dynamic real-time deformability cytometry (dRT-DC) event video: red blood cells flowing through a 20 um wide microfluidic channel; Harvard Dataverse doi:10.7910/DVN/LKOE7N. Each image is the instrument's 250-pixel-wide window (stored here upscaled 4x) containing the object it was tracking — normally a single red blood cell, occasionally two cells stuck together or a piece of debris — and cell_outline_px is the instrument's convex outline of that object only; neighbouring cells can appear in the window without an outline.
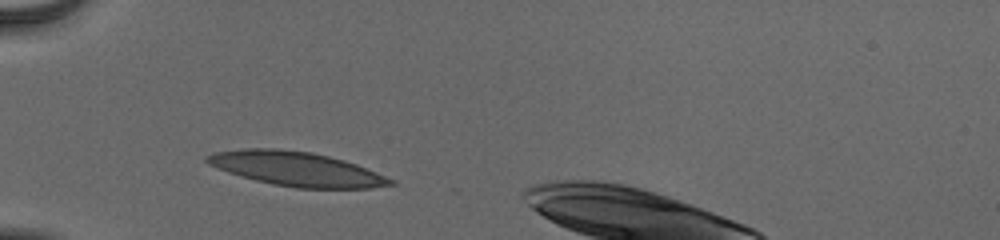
{"species": "human", "species_latin": "Homo sapiens", "temperature_condition": "cold", "stored_images_in_passage": 32, "camera_frame_rate_fps": 3000, "um_per_image_px": 0.085, "donor": {"sex": "male"}, "frame": {"image": 1, "passage_image": 1, "time_ms": 0.0, "image_size_px": [1000, 240], "cell_outline_px": [[396, 184], [372, 188], [296, 188], [256, 180], [240, 176], [228, 172], [208, 164], [204, 160], [204, 156], [212, 152], [244, 148], [276, 148], [312, 152], [344, 160], [356, 164], [396, 180]], "centroid_in_image_um": [25.18, 14.35], "position_along_channel_um": 59.8, "area_um2": 36.65}}
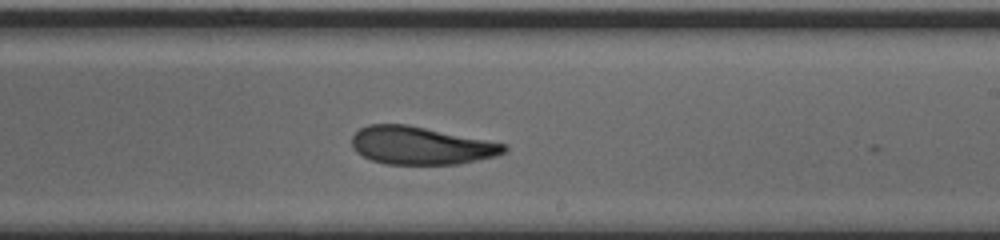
{"frame": {"image": 2, "passage_image": 17, "time_ms": 5.333, "image_size_px": [1000, 240], "cell_outline_px": [[508, 148], [504, 152], [496, 156], [460, 164], [388, 164], [372, 160], [356, 152], [352, 144], [352, 136], [360, 128], [368, 124], [408, 124], [508, 144]], "centroid_in_image_um": [35.8, 12.37], "position_along_channel_um": 253.2, "area_um2": 33.64}}
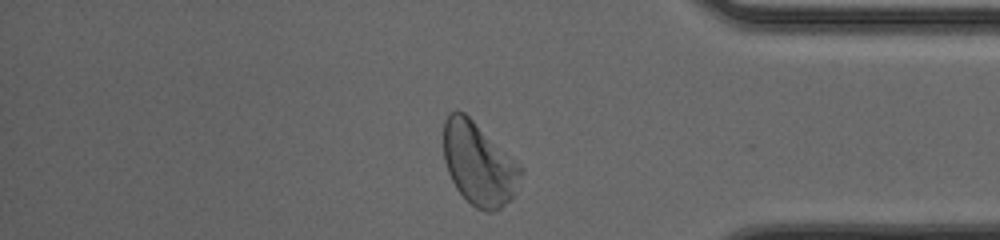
{"frame": {"image": 3, "passage_image": 29, "time_ms": 9.333, "image_size_px": [1000, 240], "cell_outline_px": [[524, 172], [512, 196], [500, 208], [492, 212], [488, 212], [476, 208], [456, 188], [448, 172], [444, 160], [444, 120], [452, 112], [464, 112], [520, 164], [524, 168]], "centroid_in_image_um": [40.71, 13.93], "position_along_channel_um": 394.5, "area_um2": 36.7}, "authors_computed_cell_mechanics": {"area_um2": 34.3043, "velocity_mm_per_s": 3.8801, "shape_relaxation_time_tau1_ms": 4.8687, "shape_relaxation_time_tau2_ms": 2.9308, "deformation_change_tau1": 0.1566, "deformation_change_tau2": 0.1077}}